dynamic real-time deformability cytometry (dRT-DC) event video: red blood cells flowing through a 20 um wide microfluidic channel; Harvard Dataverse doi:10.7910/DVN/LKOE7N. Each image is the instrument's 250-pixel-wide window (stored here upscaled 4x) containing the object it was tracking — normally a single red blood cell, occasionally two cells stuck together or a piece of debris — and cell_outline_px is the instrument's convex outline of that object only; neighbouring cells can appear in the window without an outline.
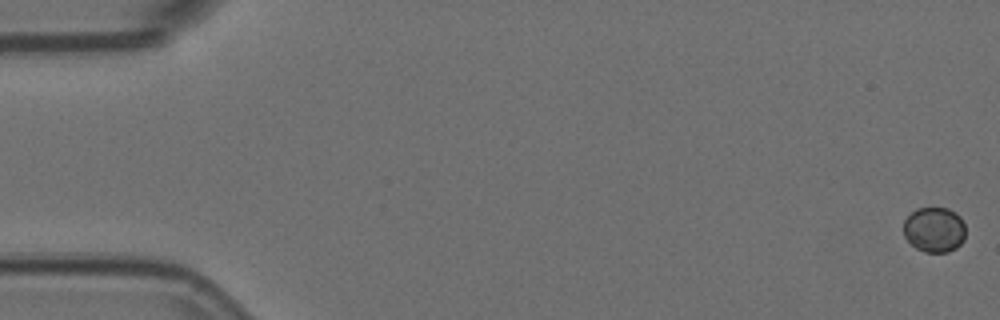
{"species": "Egyptian fruit bat (a non-hibernating species)", "species_latin": "Rousettus aegyptiacus", "temperature_condition": "room temperature", "stored_images_in_passage": 6, "camera_frame_rate_fps": 3000, "um_per_image_px": 0.085, "animal": {"sex": "female"}, "frame": {"image": 1, "passage_image": 1, "time_ms": 0.0, "image_size_px": [1000, 320], "cell_outline_px": [[964, 240], [956, 248], [948, 252], [924, 252], [916, 248], [904, 236], [904, 220], [916, 208], [948, 208], [956, 212], [960, 216], [964, 224]], "centroid_in_image_um": [79.42, 19.52], "position_along_channel_um": 5.6, "area_um2": 16.36}}
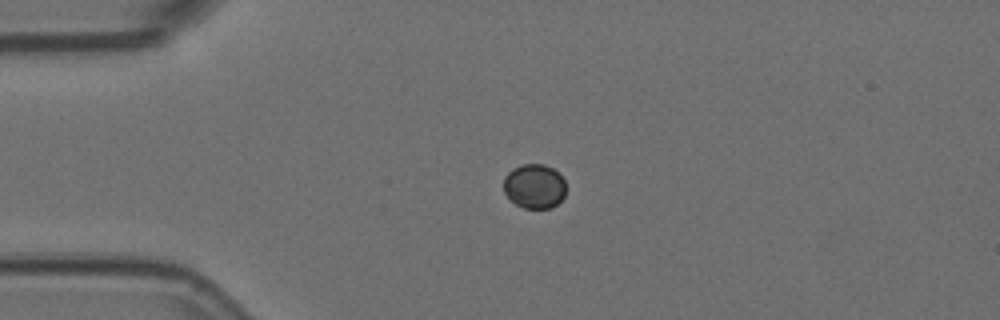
{"frame": {"image": 2, "passage_image": 4, "time_ms": 1.0, "image_size_px": [1000, 320], "cell_outline_px": [[564, 196], [552, 208], [524, 208], [516, 204], [504, 192], [504, 176], [512, 168], [520, 164], [544, 164], [552, 168], [564, 180]], "centroid_in_image_um": [45.4, 15.82], "position_along_channel_um": 39.6, "area_um2": 16.01}}
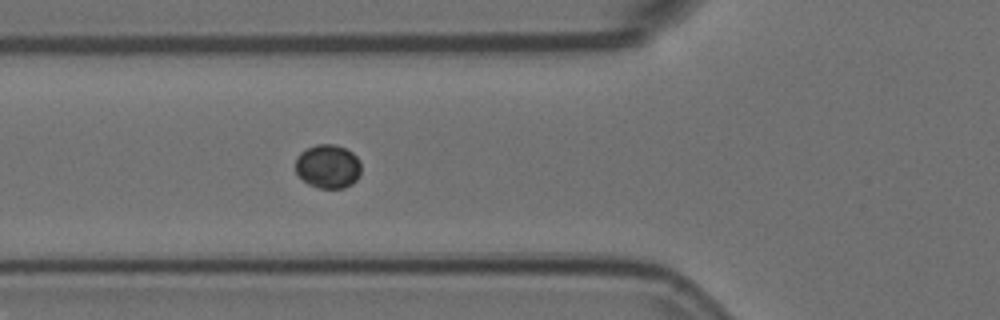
{"frame": {"image": 3, "passage_image": 6, "time_ms": 1.667, "image_size_px": [1000, 320], "cell_outline_px": [[360, 176], [352, 184], [344, 188], [316, 188], [308, 184], [296, 172], [296, 156], [300, 152], [316, 144], [336, 144], [352, 152], [360, 160]], "centroid_in_image_um": [27.88, 14.14], "position_along_channel_um": 97.9, "area_um2": 16.88}}